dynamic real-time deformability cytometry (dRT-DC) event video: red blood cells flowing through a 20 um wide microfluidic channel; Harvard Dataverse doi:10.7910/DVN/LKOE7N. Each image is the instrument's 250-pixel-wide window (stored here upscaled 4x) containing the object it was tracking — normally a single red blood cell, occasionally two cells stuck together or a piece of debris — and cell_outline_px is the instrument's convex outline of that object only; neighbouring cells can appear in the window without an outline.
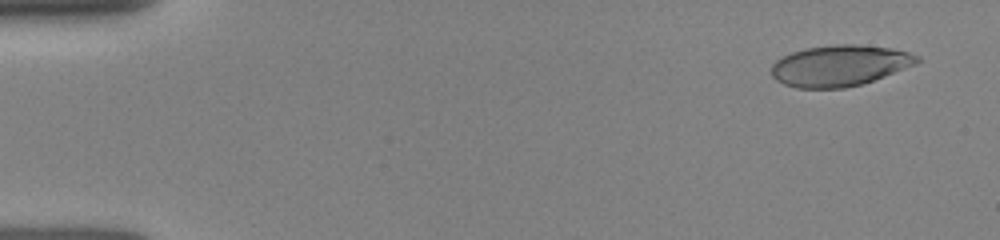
{"species": "human", "species_latin": "Homo sapiens", "temperature_condition": "room temperature", "stored_images_in_passage": 15, "camera_frame_rate_fps": 3000, "um_per_image_px": 0.085, "donor": {"sex": "female"}, "frame": {"image": 1, "passage_image": 3, "time_ms": 0.667, "image_size_px": [1000, 240], "cell_outline_px": [[920, 60], [916, 64], [884, 76], [860, 84], [844, 88], [796, 88], [784, 84], [776, 80], [772, 76], [772, 64], [776, 60], [792, 52], [804, 48], [832, 44], [856, 44], [892, 48], [908, 52], [920, 56]], "centroid_in_image_um": [71.36, 5.57], "position_along_channel_um": 13.6, "area_um2": 34.8}}
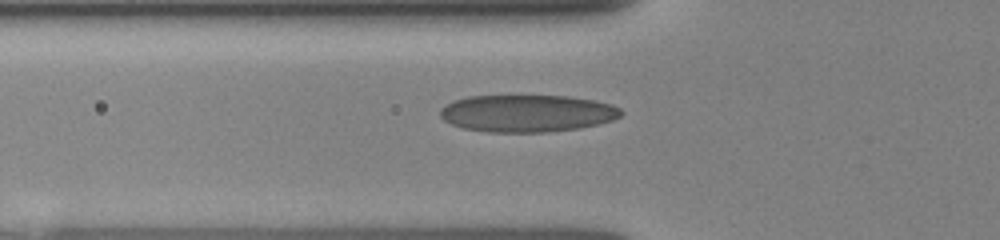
{"frame": {"image": 2, "passage_image": 12, "time_ms": 5.333, "image_size_px": [1000, 240], "cell_outline_px": [[624, 112], [620, 116], [612, 120], [580, 128], [544, 132], [488, 132], [464, 128], [452, 124], [444, 120], [440, 116], [440, 108], [452, 100], [468, 96], [568, 96], [592, 100], [612, 104], [620, 108]], "centroid_in_image_um": [44.79, 9.63], "position_along_channel_um": 81.0, "area_um2": 39.19}}
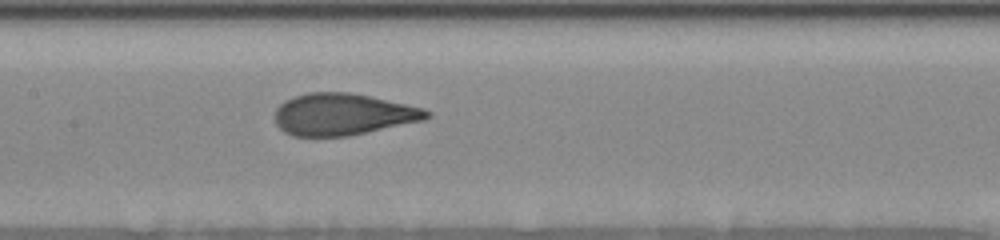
{"frame": {"image": 3, "passage_image": 15, "time_ms": 7.667, "image_size_px": [1000, 240], "cell_outline_px": [[432, 116], [424, 120], [348, 136], [292, 136], [284, 132], [276, 124], [276, 108], [284, 100], [308, 92], [352, 92], [372, 96], [424, 108], [432, 112]], "centroid_in_image_um": [29.17, 9.71], "position_along_channel_um": 178.2, "area_um2": 37.11}}